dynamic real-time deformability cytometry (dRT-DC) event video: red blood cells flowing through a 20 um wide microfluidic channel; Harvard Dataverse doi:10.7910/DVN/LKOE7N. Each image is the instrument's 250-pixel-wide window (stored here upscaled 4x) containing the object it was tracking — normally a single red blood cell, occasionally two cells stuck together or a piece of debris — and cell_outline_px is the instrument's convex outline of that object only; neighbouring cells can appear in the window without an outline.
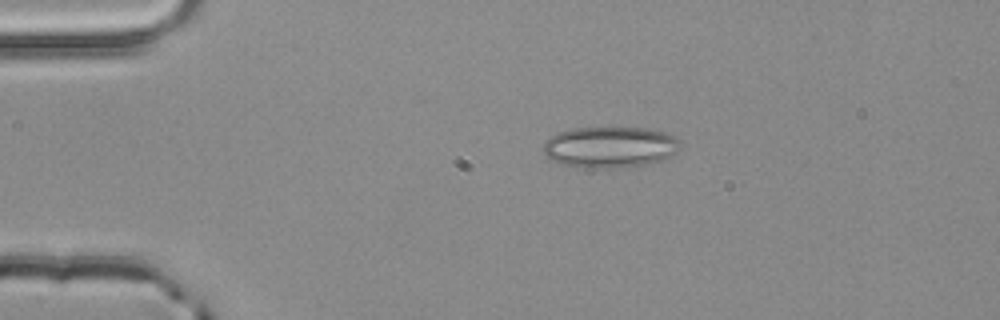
{"species": "common noctule bat (a hibernating species)", "species_latin": "Nyctalus noctula", "temperature_condition": "room temperature", "stored_images_in_passage": 2, "camera_frame_rate_fps": 3000, "um_per_image_px": 0.085, "animal": {"sex": "male", "body_mass_g": 20.4}, "frame": {"image": 1, "passage_image": 1, "time_ms": 0.0, "image_size_px": [1000, 320], "cell_outline_px": [[680, 148], [676, 152], [652, 164], [624, 168], [580, 168], [556, 164], [544, 152], [544, 140], [556, 132], [572, 128], [648, 128], [668, 132], [680, 140]], "centroid_in_image_um": [51.84, 12.51], "position_along_channel_um": 33.2, "area_um2": 33.52}}